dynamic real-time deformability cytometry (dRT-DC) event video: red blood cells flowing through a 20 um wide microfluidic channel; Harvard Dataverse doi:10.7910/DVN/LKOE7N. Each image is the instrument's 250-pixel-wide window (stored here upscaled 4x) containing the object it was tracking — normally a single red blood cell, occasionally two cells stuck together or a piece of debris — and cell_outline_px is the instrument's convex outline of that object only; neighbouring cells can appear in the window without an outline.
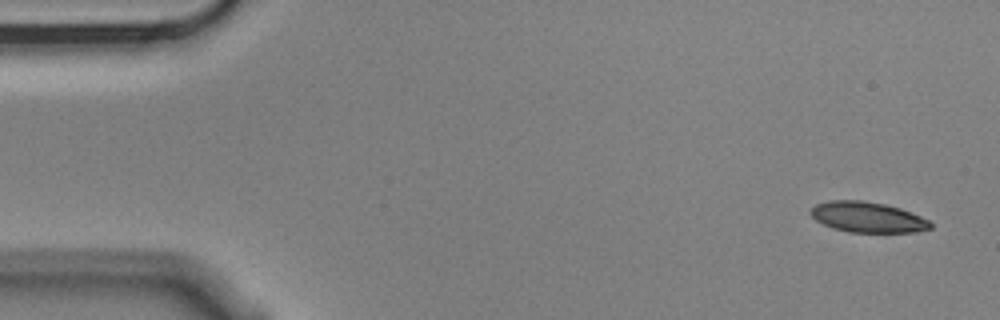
{"species": "Egyptian fruit bat (a non-hibernating species)", "species_latin": "Rousettus aegyptiacus", "temperature_condition": "cold", "stored_images_in_passage": 5, "segment_of_instrument_passage": [1, 2], "camera_frame_rate_fps": 3000, "um_per_image_px": 0.085, "animal": {"sex": "male"}, "frame": {"image": 1, "passage_image": 1, "time_ms": 0.0, "image_size_px": [1000, 320], "cell_outline_px": [[932, 228], [916, 232], [848, 232], [832, 228], [816, 220], [808, 212], [816, 204], [828, 200], [864, 200], [884, 204], [900, 208], [920, 216], [928, 220], [932, 224]], "centroid_in_image_um": [73.73, 18.45], "position_along_channel_um": 11.3, "area_um2": 21.33}}